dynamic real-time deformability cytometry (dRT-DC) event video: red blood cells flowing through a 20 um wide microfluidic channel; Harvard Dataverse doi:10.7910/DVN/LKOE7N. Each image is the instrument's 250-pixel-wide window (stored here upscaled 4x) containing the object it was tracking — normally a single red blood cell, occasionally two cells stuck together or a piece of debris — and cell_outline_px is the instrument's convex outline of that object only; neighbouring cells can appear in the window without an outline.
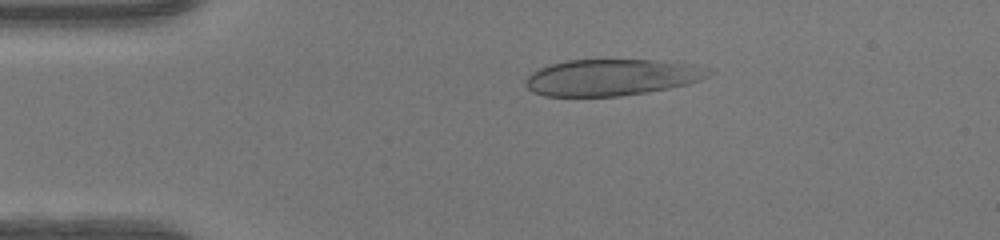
{"species": "human", "species_latin": "Homo sapiens", "temperature_condition": "warm", "stored_images_in_passage": 49, "camera_frame_rate_fps": 3000, "um_per_image_px": 0.085, "donor": {"sex": "female"}, "frame": {"image": 1, "passage_image": 10, "time_ms": 3.0, "image_size_px": [1000, 240], "cell_outline_px": [[716, 68], [708, 76], [700, 80], [688, 84], [668, 88], [620, 96], [544, 96], [532, 92], [524, 84], [524, 80], [532, 72], [548, 64], [568, 60], [652, 60], [696, 64]], "centroid_in_image_um": [52.02, 6.57], "position_along_channel_um": 33.0, "area_um2": 39.19}}
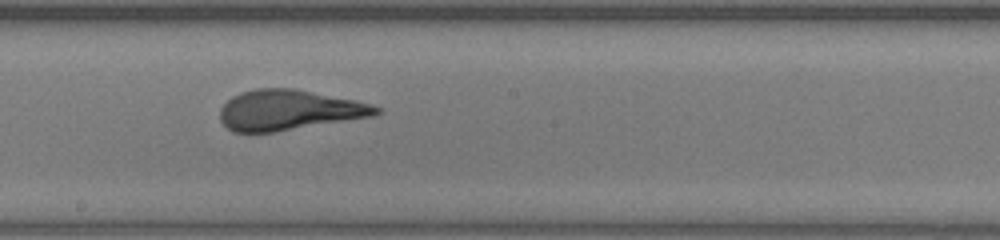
{"frame": {"image": 2, "passage_image": 27, "time_ms": 8.667, "image_size_px": [1000, 240], "cell_outline_px": [[384, 112], [376, 116], [276, 132], [232, 132], [220, 120], [220, 108], [232, 96], [240, 92], [256, 88], [292, 88], [356, 100], [380, 108]], "centroid_in_image_um": [24.58, 9.36], "position_along_channel_um": 223.6, "area_um2": 36.82}}
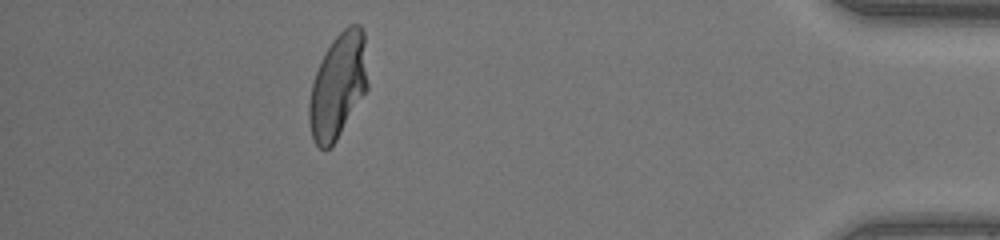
{"frame": {"image": 3, "passage_image": 44, "time_ms": 14.333, "image_size_px": [1000, 240], "cell_outline_px": [[368, 88], [336, 140], [324, 152], [312, 140], [308, 120], [308, 104], [312, 84], [320, 60], [324, 52], [332, 40], [348, 24], [360, 24], [364, 32], [368, 84]], "centroid_in_image_um": [28.72, 7.29], "position_along_channel_um": 406.5, "area_um2": 36.01}, "authors_computed_cell_mechanics": {"area_um2": 36.992, "velocity_mm_per_s": 4.1876, "shape_relaxation_time_tau1_ms": 7.5875, "shape_relaxation_time_tau2_ms": null, "deformation_change_tau1": 0.3002, "deformation_change_tau2": null}}